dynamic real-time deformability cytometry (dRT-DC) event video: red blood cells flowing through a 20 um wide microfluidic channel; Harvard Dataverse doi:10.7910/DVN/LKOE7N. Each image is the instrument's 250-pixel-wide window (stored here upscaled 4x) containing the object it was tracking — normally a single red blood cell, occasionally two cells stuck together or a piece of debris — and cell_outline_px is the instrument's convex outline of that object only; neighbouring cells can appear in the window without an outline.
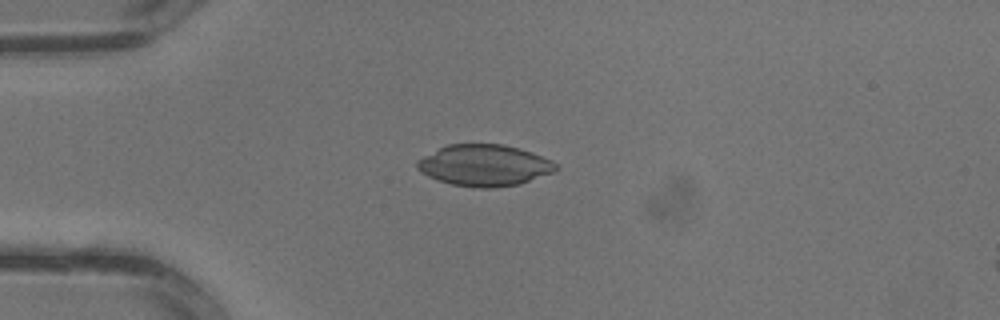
{"species": "common noctule bat (a hibernating species)", "species_latin": "Nyctalus noctula", "temperature_condition": "warm", "stored_images_in_passage": 3, "camera_frame_rate_fps": 3000, "um_per_image_px": 0.085, "animal": {"sex": "male", "body_mass_g": 13.3}, "frame": {"image": 1, "passage_image": 3, "time_ms": 0.667, "image_size_px": [1000, 320], "cell_outline_px": [[560, 168], [556, 172], [520, 184], [492, 188], [472, 188], [452, 184], [436, 180], [420, 172], [416, 168], [416, 160], [448, 144], [504, 144], [520, 148], [532, 152], [552, 160]], "centroid_in_image_um": [41.2, 14.06], "position_along_channel_um": 43.8, "area_um2": 33.87}}